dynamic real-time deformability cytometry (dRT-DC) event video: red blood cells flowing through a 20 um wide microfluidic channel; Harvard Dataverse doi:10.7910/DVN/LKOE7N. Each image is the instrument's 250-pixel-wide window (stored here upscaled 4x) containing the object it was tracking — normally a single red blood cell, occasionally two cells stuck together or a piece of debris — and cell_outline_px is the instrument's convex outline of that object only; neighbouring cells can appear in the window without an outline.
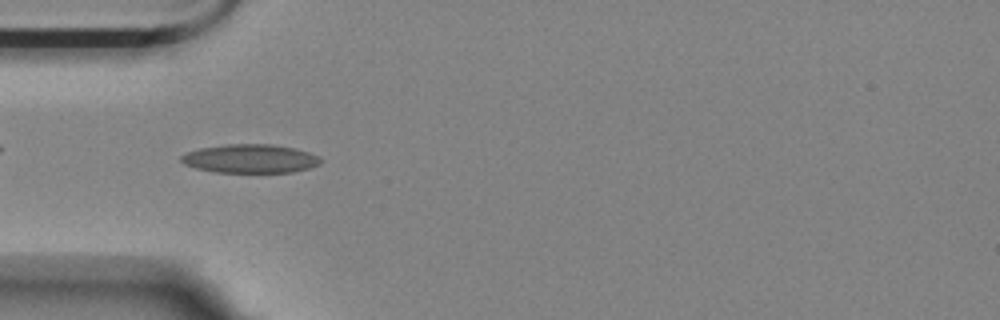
{"species": "Egyptian fruit bat (a non-hibernating species)", "species_latin": "Rousettus aegyptiacus", "temperature_condition": "room temperature", "stored_images_in_passage": 43, "camera_frame_rate_fps": 3000, "um_per_image_px": 0.085, "animal": {"sex": "female"}, "frame": {"image": 1, "passage_image": 4, "time_ms": 1.0, "image_size_px": [1000, 320], "cell_outline_px": [[320, 164], [308, 168], [292, 172], [216, 172], [196, 168], [184, 164], [180, 160], [180, 156], [188, 152], [200, 148], [228, 144], [268, 144], [292, 148], [308, 152], [320, 156]], "centroid_in_image_um": [21.25, 13.49], "position_along_channel_um": 63.7, "area_um2": 23.06}}
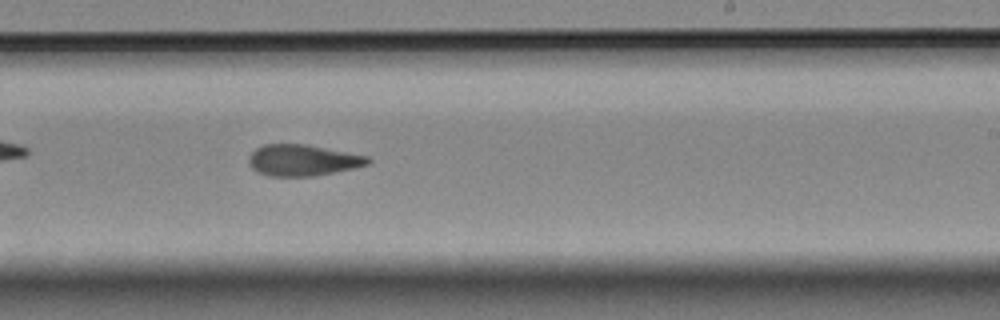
{"frame": {"image": 2, "passage_image": 21, "time_ms": 6.667, "image_size_px": [1000, 320], "cell_outline_px": [[372, 160], [368, 164], [352, 168], [312, 176], [268, 176], [256, 172], [252, 168], [248, 160], [248, 156], [256, 148], [264, 144], [304, 144], [368, 156]], "centroid_in_image_um": [25.68, 13.62], "position_along_channel_um": 263.3, "area_um2": 21.5}}
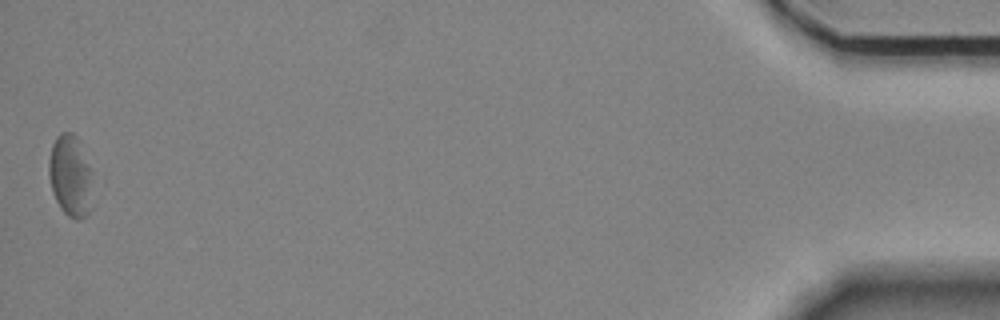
{"frame": {"image": 3, "passage_image": 43, "time_ms": 14.0, "image_size_px": [1000, 320], "cell_outline_px": [[92, 172], [88, 216], [80, 220], [76, 220], [68, 216], [60, 208], [52, 192], [48, 172], [48, 164], [52, 144], [56, 136], [60, 132], [72, 132], [80, 140], [92, 168]], "centroid_in_image_um": [5.98, 14.91], "position_along_channel_um": 429.2, "area_um2": 21.21}, "authors_computed_cell_mechanics": {"area_um2": 22.1952, "velocity_mm_per_s": 3.5169, "shape_relaxation_time_tau1_ms": null, "shape_relaxation_time_tau2_ms": 3.4269, "deformation_change_tau1": null, "deformation_change_tau2": 0.1088}}